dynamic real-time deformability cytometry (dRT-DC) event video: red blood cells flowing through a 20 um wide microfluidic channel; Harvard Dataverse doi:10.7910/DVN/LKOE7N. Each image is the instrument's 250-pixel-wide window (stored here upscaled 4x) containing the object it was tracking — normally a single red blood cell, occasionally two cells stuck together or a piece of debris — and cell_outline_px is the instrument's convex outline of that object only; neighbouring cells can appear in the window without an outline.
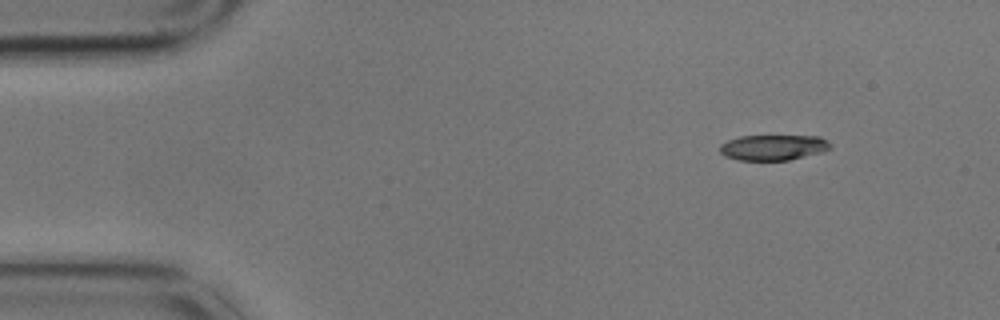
{"species": "common noctule bat (a hibernating species)", "species_latin": "Nyctalus noctula", "temperature_condition": "cold", "stored_images_in_passage": 5, "segment_of_instrument_passage": [2, 2], "camera_frame_rate_fps": 3000, "um_per_image_px": 0.085, "animal": {"sex": "male", "body_mass_g": 17.9}, "frame": {"image": 1, "passage_image": 5, "time_ms": 1.333, "image_size_px": [1000, 320], "cell_outline_px": [[832, 148], [820, 152], [788, 160], [736, 160], [724, 156], [720, 152], [720, 144], [728, 140], [740, 136], [820, 136], [832, 144]], "centroid_in_image_um": [65.71, 12.53], "position_along_channel_um": 19.3, "area_um2": 16.42}}